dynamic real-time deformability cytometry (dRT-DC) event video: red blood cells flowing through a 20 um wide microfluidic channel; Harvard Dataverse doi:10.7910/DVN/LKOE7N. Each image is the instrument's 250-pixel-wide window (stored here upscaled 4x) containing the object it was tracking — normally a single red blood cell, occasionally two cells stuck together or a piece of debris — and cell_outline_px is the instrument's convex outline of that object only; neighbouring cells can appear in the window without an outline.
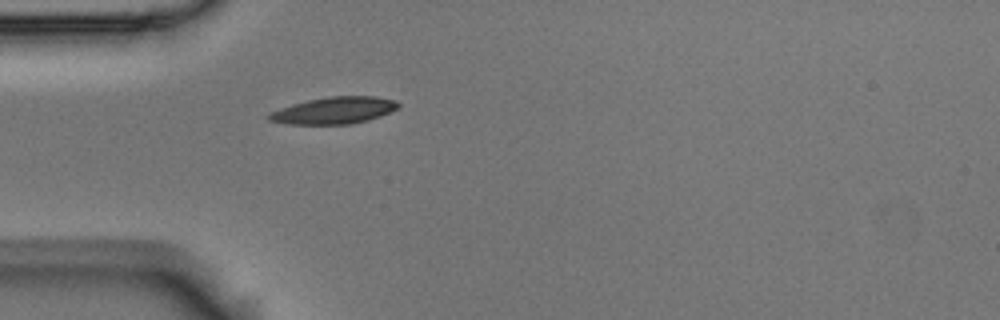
{"species": "Egyptian fruit bat (a non-hibernating species)", "species_latin": "Rousettus aegyptiacus", "temperature_condition": "room temperature", "stored_images_in_passage": 5, "camera_frame_rate_fps": 3000, "um_per_image_px": 0.085, "animal": {"sex": "male"}, "frame": {"image": 1, "passage_image": 5, "time_ms": 1.333, "image_size_px": [1000, 320], "cell_outline_px": [[400, 104], [396, 108], [380, 116], [368, 120], [352, 124], [288, 124], [268, 120], [264, 116], [268, 112], [292, 104], [308, 100], [328, 96], [376, 96], [396, 100]], "centroid_in_image_um": [28.35, 9.38], "position_along_channel_um": 56.7, "area_um2": 20.35}}